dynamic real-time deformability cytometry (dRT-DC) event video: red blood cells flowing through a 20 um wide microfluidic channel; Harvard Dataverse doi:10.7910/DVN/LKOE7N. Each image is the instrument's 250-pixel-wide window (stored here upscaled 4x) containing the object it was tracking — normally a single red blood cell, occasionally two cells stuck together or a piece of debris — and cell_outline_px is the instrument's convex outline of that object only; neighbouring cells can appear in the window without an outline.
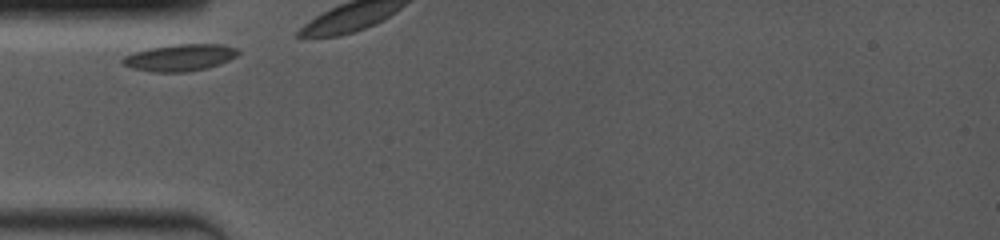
{"species": "common noctule bat (a hibernating species)", "species_latin": "Nyctalus noctula", "temperature_condition": "room temperature", "stored_images_in_passage": 8, "camera_frame_rate_fps": 4000, "um_per_image_px": 0.085, "animal": {"sex": "female", "body_mass_g": 19.0, "forearm_length_mm": 53.3}, "frame": {"image": 1, "passage_image": 1, "time_ms": 0.0, "image_size_px": [1000, 240], "cell_outline_px": [[240, 52], [236, 56], [220, 64], [208, 68], [188, 72], [152, 72], [132, 68], [120, 64], [120, 60], [124, 56], [136, 52], [152, 48], [176, 44], [220, 44], [236, 48]], "centroid_in_image_um": [15.28, 4.91], "position_along_channel_um": 69.7, "area_um2": 18.03}}
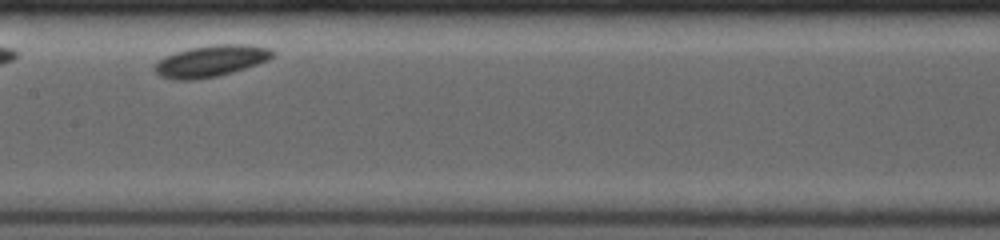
{"frame": {"image": 2, "passage_image": 6, "time_ms": 4.0, "image_size_px": [1000, 240], "cell_outline_px": [[276, 56], [268, 60], [232, 72], [216, 76], [196, 80], [176, 80], [160, 76], [152, 68], [164, 56], [176, 52], [192, 48], [216, 44], [248, 44], [268, 48], [276, 52]], "centroid_in_image_um": [17.94, 5.18], "position_along_channel_um": 189.5, "area_um2": 21.56}}
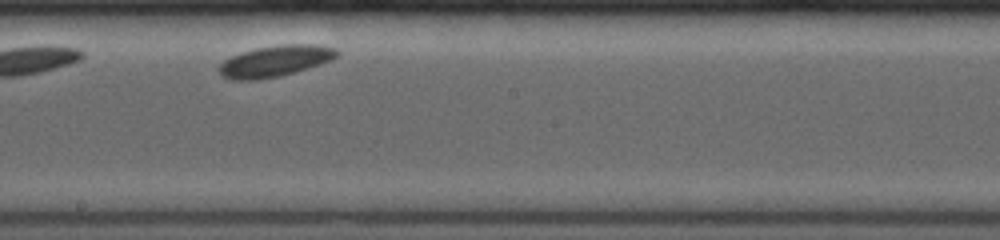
{"frame": {"image": 3, "passage_image": 7, "time_ms": 5.0, "image_size_px": [1000, 240], "cell_outline_px": [[340, 52], [332, 60], [296, 72], [280, 76], [256, 80], [232, 80], [220, 76], [216, 68], [224, 60], [240, 52], [256, 48], [280, 44], [316, 44], [336, 48]], "centroid_in_image_um": [23.36, 5.19], "position_along_channel_um": 224.8, "area_um2": 21.73}}